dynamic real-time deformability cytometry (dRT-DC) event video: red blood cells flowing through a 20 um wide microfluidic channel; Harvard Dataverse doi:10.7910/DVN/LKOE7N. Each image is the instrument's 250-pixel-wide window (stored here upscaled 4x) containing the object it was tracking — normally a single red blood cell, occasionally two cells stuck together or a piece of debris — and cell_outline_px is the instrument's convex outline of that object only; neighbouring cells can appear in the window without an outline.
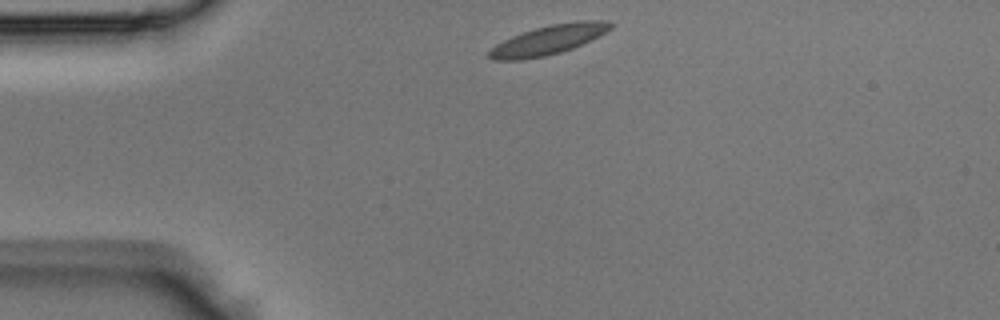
{"species": "Egyptian fruit bat (a non-hibernating species)", "species_latin": "Rousettus aegyptiacus", "temperature_condition": "room temperature", "stored_images_in_passage": 35, "camera_frame_rate_fps": 3000, "um_per_image_px": 0.085, "animal": {"sex": "male"}, "frame": {"image": 1, "passage_image": 1, "time_ms": 0.0, "image_size_px": [1000, 320], "cell_outline_px": [[616, 24], [612, 28], [572, 48], [560, 52], [544, 56], [520, 60], [492, 60], [488, 56], [488, 52], [496, 44], [512, 36], [536, 28], [552, 24], [576, 20], [600, 20]], "centroid_in_image_um": [46.6, 3.38], "position_along_channel_um": 38.4, "area_um2": 20.4}}
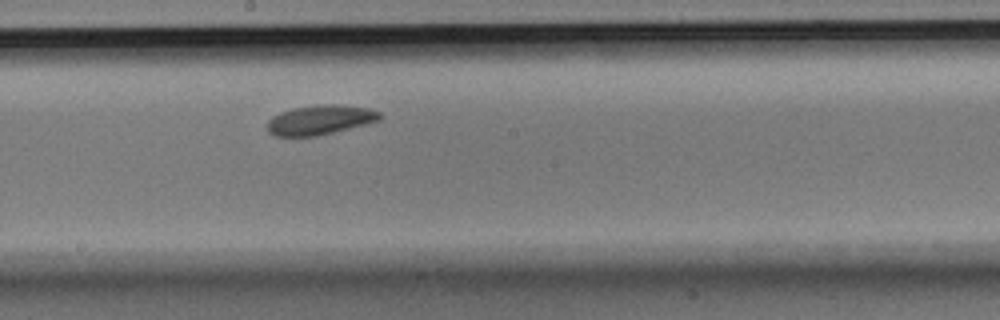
{"frame": {"image": 2, "passage_image": 15, "time_ms": 4.667, "image_size_px": [1000, 320], "cell_outline_px": [[384, 116], [380, 120], [368, 124], [316, 136], [272, 136], [268, 132], [268, 120], [272, 116], [280, 112], [292, 108], [316, 104], [344, 104], [368, 108], [380, 112]], "centroid_in_image_um": [27.23, 10.18], "position_along_channel_um": 221.0, "area_um2": 19.77}}
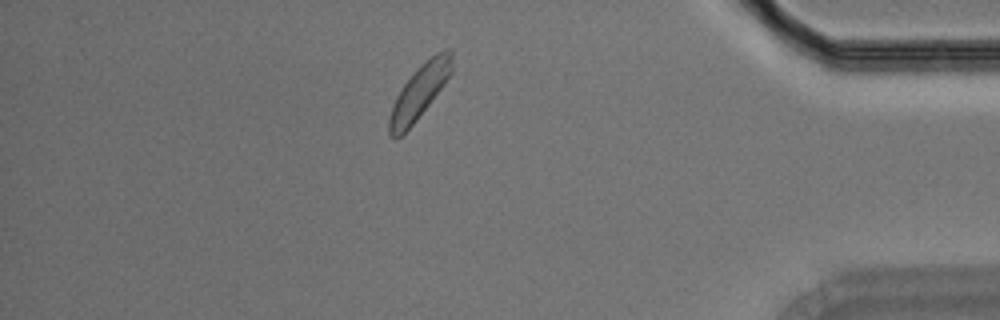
{"frame": {"image": 3, "passage_image": 29, "time_ms": 9.333, "image_size_px": [1000, 320], "cell_outline_px": [[452, 72], [416, 120], [396, 140], [388, 132], [388, 116], [392, 104], [396, 96], [404, 84], [416, 68], [424, 60], [436, 52], [444, 48], [448, 48], [452, 52]], "centroid_in_image_um": [35.62, 7.77], "position_along_channel_um": 399.6, "area_um2": 19.48}}